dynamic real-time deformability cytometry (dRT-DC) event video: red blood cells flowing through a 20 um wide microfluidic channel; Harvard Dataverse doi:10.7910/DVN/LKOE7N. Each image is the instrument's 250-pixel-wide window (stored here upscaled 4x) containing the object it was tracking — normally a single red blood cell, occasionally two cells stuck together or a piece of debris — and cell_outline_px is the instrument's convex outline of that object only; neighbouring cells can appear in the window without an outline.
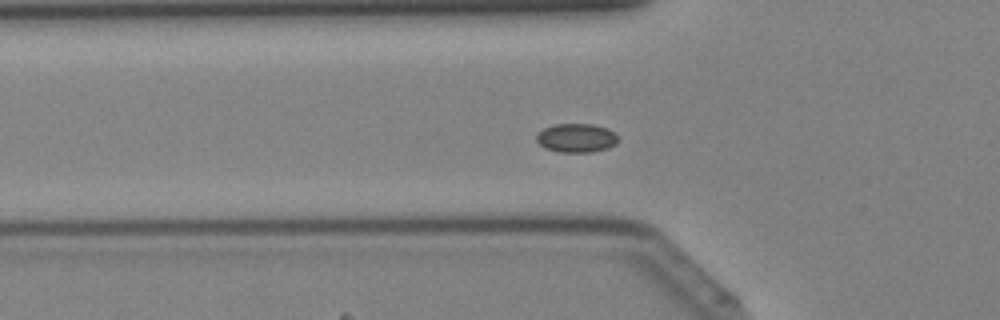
{"species": "Egyptian fruit bat (a non-hibernating species)", "species_latin": "Rousettus aegyptiacus", "temperature_condition": "cold", "stored_images_in_passage": 44, "camera_frame_rate_fps": 3000, "um_per_image_px": 0.085, "animal": {"sex": "female"}, "frame": {"image": 1, "passage_image": 16, "time_ms": 5.0, "image_size_px": [1000, 320], "cell_outline_px": [[620, 140], [616, 144], [608, 148], [592, 152], [560, 152], [544, 148], [536, 140], [536, 136], [544, 128], [556, 124], [592, 124], [608, 128]], "centroid_in_image_um": [49.01, 11.73], "position_along_channel_um": 76.8, "area_um2": 13.7}}
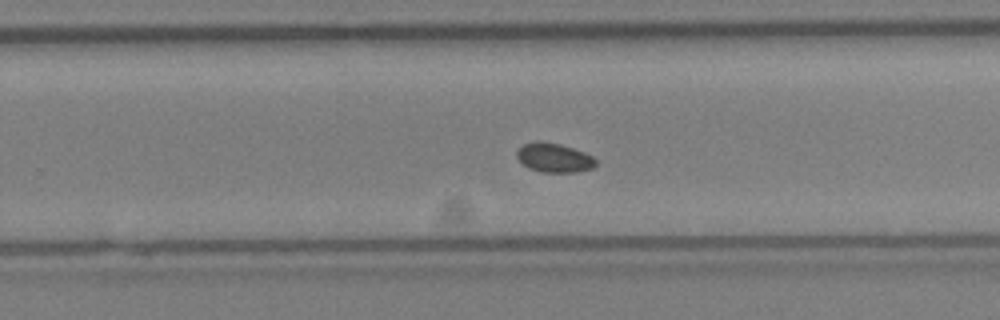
{"frame": {"image": 2, "passage_image": 29, "time_ms": 9.333, "image_size_px": [1000, 320], "cell_outline_px": [[596, 164], [592, 168], [576, 172], [540, 172], [528, 168], [516, 156], [516, 152], [524, 144], [536, 140], [540, 140], [560, 144], [584, 152], [592, 156], [596, 160]], "centroid_in_image_um": [47.09, 13.4], "position_along_channel_um": 282.7, "area_um2": 13.41}}
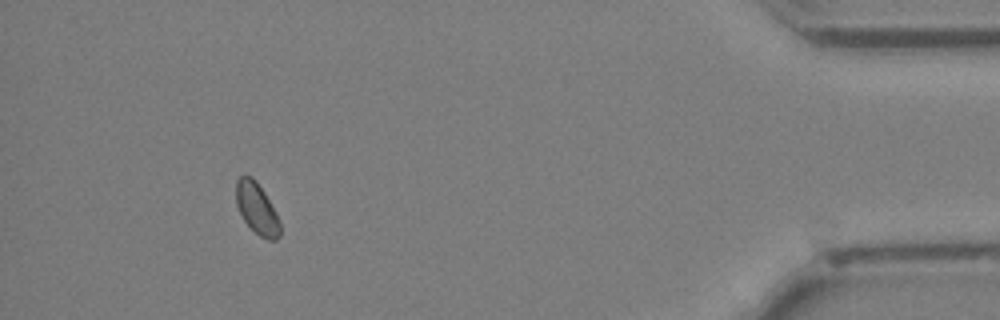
{"frame": {"image": 3, "passage_image": 41, "time_ms": 13.333, "image_size_px": [1000, 320], "cell_outline_px": [[280, 236], [276, 240], [268, 240], [260, 236], [244, 220], [236, 204], [236, 180], [244, 172], [252, 176], [256, 180], [264, 192], [276, 212], [280, 220]], "centroid_in_image_um": [21.83, 17.68], "position_along_channel_um": 413.4, "area_um2": 13.24}}